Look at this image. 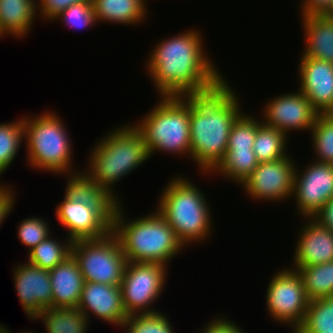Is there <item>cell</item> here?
<instances>
[{
  "label": "cell",
  "mask_w": 333,
  "mask_h": 333,
  "mask_svg": "<svg viewBox=\"0 0 333 333\" xmlns=\"http://www.w3.org/2000/svg\"><path fill=\"white\" fill-rule=\"evenodd\" d=\"M198 28L162 39L147 56L145 72L159 96L200 95L214 90L225 76L204 52V33Z\"/></svg>",
  "instance_id": "cell-1"
},
{
  "label": "cell",
  "mask_w": 333,
  "mask_h": 333,
  "mask_svg": "<svg viewBox=\"0 0 333 333\" xmlns=\"http://www.w3.org/2000/svg\"><path fill=\"white\" fill-rule=\"evenodd\" d=\"M227 82L210 92L190 95L191 159L204 175L223 158L231 127L243 112L240 97Z\"/></svg>",
  "instance_id": "cell-2"
},
{
  "label": "cell",
  "mask_w": 333,
  "mask_h": 333,
  "mask_svg": "<svg viewBox=\"0 0 333 333\" xmlns=\"http://www.w3.org/2000/svg\"><path fill=\"white\" fill-rule=\"evenodd\" d=\"M97 141L83 171L110 198L121 203L115 184L150 159L146 144L141 132L129 122L111 129Z\"/></svg>",
  "instance_id": "cell-3"
},
{
  "label": "cell",
  "mask_w": 333,
  "mask_h": 333,
  "mask_svg": "<svg viewBox=\"0 0 333 333\" xmlns=\"http://www.w3.org/2000/svg\"><path fill=\"white\" fill-rule=\"evenodd\" d=\"M123 204L115 205L111 232L117 237L127 262L168 266L172 258L185 250L174 230L156 209L137 219H129Z\"/></svg>",
  "instance_id": "cell-4"
},
{
  "label": "cell",
  "mask_w": 333,
  "mask_h": 333,
  "mask_svg": "<svg viewBox=\"0 0 333 333\" xmlns=\"http://www.w3.org/2000/svg\"><path fill=\"white\" fill-rule=\"evenodd\" d=\"M190 180L180 173L172 176L162 188L155 208L185 247L208 241L214 227L209 201Z\"/></svg>",
  "instance_id": "cell-5"
},
{
  "label": "cell",
  "mask_w": 333,
  "mask_h": 333,
  "mask_svg": "<svg viewBox=\"0 0 333 333\" xmlns=\"http://www.w3.org/2000/svg\"><path fill=\"white\" fill-rule=\"evenodd\" d=\"M62 120L52 110L23 116L26 160L31 169L61 176L81 171L73 168V143Z\"/></svg>",
  "instance_id": "cell-6"
},
{
  "label": "cell",
  "mask_w": 333,
  "mask_h": 333,
  "mask_svg": "<svg viewBox=\"0 0 333 333\" xmlns=\"http://www.w3.org/2000/svg\"><path fill=\"white\" fill-rule=\"evenodd\" d=\"M158 97L154 108L142 120L133 122L142 134L150 157L155 152H163L191 159L190 96Z\"/></svg>",
  "instance_id": "cell-7"
},
{
  "label": "cell",
  "mask_w": 333,
  "mask_h": 333,
  "mask_svg": "<svg viewBox=\"0 0 333 333\" xmlns=\"http://www.w3.org/2000/svg\"><path fill=\"white\" fill-rule=\"evenodd\" d=\"M71 254L76 259L85 282L121 284L127 259L112 232L99 239L74 241Z\"/></svg>",
  "instance_id": "cell-8"
},
{
  "label": "cell",
  "mask_w": 333,
  "mask_h": 333,
  "mask_svg": "<svg viewBox=\"0 0 333 333\" xmlns=\"http://www.w3.org/2000/svg\"><path fill=\"white\" fill-rule=\"evenodd\" d=\"M267 284L266 309L273 322L296 330L305 318L309 300L301 275L288 267L278 270Z\"/></svg>",
  "instance_id": "cell-9"
},
{
  "label": "cell",
  "mask_w": 333,
  "mask_h": 333,
  "mask_svg": "<svg viewBox=\"0 0 333 333\" xmlns=\"http://www.w3.org/2000/svg\"><path fill=\"white\" fill-rule=\"evenodd\" d=\"M168 267L160 263L127 262L121 288L127 315L158 312L152 306L164 291Z\"/></svg>",
  "instance_id": "cell-10"
},
{
  "label": "cell",
  "mask_w": 333,
  "mask_h": 333,
  "mask_svg": "<svg viewBox=\"0 0 333 333\" xmlns=\"http://www.w3.org/2000/svg\"><path fill=\"white\" fill-rule=\"evenodd\" d=\"M295 163L290 155L276 161L259 163L241 185L246 196L254 201H292Z\"/></svg>",
  "instance_id": "cell-11"
},
{
  "label": "cell",
  "mask_w": 333,
  "mask_h": 333,
  "mask_svg": "<svg viewBox=\"0 0 333 333\" xmlns=\"http://www.w3.org/2000/svg\"><path fill=\"white\" fill-rule=\"evenodd\" d=\"M114 208L90 207L64 195L55 208V216L61 227L63 225L68 231L66 237L72 242L99 239L111 232Z\"/></svg>",
  "instance_id": "cell-12"
},
{
  "label": "cell",
  "mask_w": 333,
  "mask_h": 333,
  "mask_svg": "<svg viewBox=\"0 0 333 333\" xmlns=\"http://www.w3.org/2000/svg\"><path fill=\"white\" fill-rule=\"evenodd\" d=\"M299 170L296 166L293 198L301 217H313L333 197V164L315 160Z\"/></svg>",
  "instance_id": "cell-13"
},
{
  "label": "cell",
  "mask_w": 333,
  "mask_h": 333,
  "mask_svg": "<svg viewBox=\"0 0 333 333\" xmlns=\"http://www.w3.org/2000/svg\"><path fill=\"white\" fill-rule=\"evenodd\" d=\"M296 90L266 100L262 109V122L282 131L287 137L294 131L305 130L309 133L319 114L304 94Z\"/></svg>",
  "instance_id": "cell-14"
},
{
  "label": "cell",
  "mask_w": 333,
  "mask_h": 333,
  "mask_svg": "<svg viewBox=\"0 0 333 333\" xmlns=\"http://www.w3.org/2000/svg\"><path fill=\"white\" fill-rule=\"evenodd\" d=\"M13 270L14 288L21 307L30 321H34L45 308H52L49 270L28 261L15 264Z\"/></svg>",
  "instance_id": "cell-15"
},
{
  "label": "cell",
  "mask_w": 333,
  "mask_h": 333,
  "mask_svg": "<svg viewBox=\"0 0 333 333\" xmlns=\"http://www.w3.org/2000/svg\"><path fill=\"white\" fill-rule=\"evenodd\" d=\"M297 64L298 89L319 113L333 106V63L301 56Z\"/></svg>",
  "instance_id": "cell-16"
},
{
  "label": "cell",
  "mask_w": 333,
  "mask_h": 333,
  "mask_svg": "<svg viewBox=\"0 0 333 333\" xmlns=\"http://www.w3.org/2000/svg\"><path fill=\"white\" fill-rule=\"evenodd\" d=\"M77 308L88 320L91 319L90 315H92L121 329L124 321L128 318L123 307L119 285L84 282Z\"/></svg>",
  "instance_id": "cell-17"
},
{
  "label": "cell",
  "mask_w": 333,
  "mask_h": 333,
  "mask_svg": "<svg viewBox=\"0 0 333 333\" xmlns=\"http://www.w3.org/2000/svg\"><path fill=\"white\" fill-rule=\"evenodd\" d=\"M303 220L304 225L299 229L295 243L294 262L290 267L294 270L333 261V232L313 217H303Z\"/></svg>",
  "instance_id": "cell-18"
},
{
  "label": "cell",
  "mask_w": 333,
  "mask_h": 333,
  "mask_svg": "<svg viewBox=\"0 0 333 333\" xmlns=\"http://www.w3.org/2000/svg\"><path fill=\"white\" fill-rule=\"evenodd\" d=\"M52 285V308L78 307L84 285L80 267L71 254L49 270Z\"/></svg>",
  "instance_id": "cell-19"
},
{
  "label": "cell",
  "mask_w": 333,
  "mask_h": 333,
  "mask_svg": "<svg viewBox=\"0 0 333 333\" xmlns=\"http://www.w3.org/2000/svg\"><path fill=\"white\" fill-rule=\"evenodd\" d=\"M304 47L301 56L333 63V20L325 15H301Z\"/></svg>",
  "instance_id": "cell-20"
},
{
  "label": "cell",
  "mask_w": 333,
  "mask_h": 333,
  "mask_svg": "<svg viewBox=\"0 0 333 333\" xmlns=\"http://www.w3.org/2000/svg\"><path fill=\"white\" fill-rule=\"evenodd\" d=\"M37 16V0H0V32L3 37L25 38Z\"/></svg>",
  "instance_id": "cell-21"
},
{
  "label": "cell",
  "mask_w": 333,
  "mask_h": 333,
  "mask_svg": "<svg viewBox=\"0 0 333 333\" xmlns=\"http://www.w3.org/2000/svg\"><path fill=\"white\" fill-rule=\"evenodd\" d=\"M96 20L101 23L124 24L127 26L143 24L148 17L147 0H91ZM148 11V12H147ZM101 22V23H100ZM140 23V24H139Z\"/></svg>",
  "instance_id": "cell-22"
},
{
  "label": "cell",
  "mask_w": 333,
  "mask_h": 333,
  "mask_svg": "<svg viewBox=\"0 0 333 333\" xmlns=\"http://www.w3.org/2000/svg\"><path fill=\"white\" fill-rule=\"evenodd\" d=\"M64 195L90 207H115L117 204L83 170L66 174Z\"/></svg>",
  "instance_id": "cell-23"
},
{
  "label": "cell",
  "mask_w": 333,
  "mask_h": 333,
  "mask_svg": "<svg viewBox=\"0 0 333 333\" xmlns=\"http://www.w3.org/2000/svg\"><path fill=\"white\" fill-rule=\"evenodd\" d=\"M35 320L43 321L46 333H87L91 321L75 307L45 308Z\"/></svg>",
  "instance_id": "cell-24"
},
{
  "label": "cell",
  "mask_w": 333,
  "mask_h": 333,
  "mask_svg": "<svg viewBox=\"0 0 333 333\" xmlns=\"http://www.w3.org/2000/svg\"><path fill=\"white\" fill-rule=\"evenodd\" d=\"M259 162L253 149L248 150H226L218 165L206 175L216 174L232 181L233 184L242 185L249 177Z\"/></svg>",
  "instance_id": "cell-25"
},
{
  "label": "cell",
  "mask_w": 333,
  "mask_h": 333,
  "mask_svg": "<svg viewBox=\"0 0 333 333\" xmlns=\"http://www.w3.org/2000/svg\"><path fill=\"white\" fill-rule=\"evenodd\" d=\"M288 141V137L282 131L265 125L260 115L259 128L252 147L259 163L276 161L288 156Z\"/></svg>",
  "instance_id": "cell-26"
},
{
  "label": "cell",
  "mask_w": 333,
  "mask_h": 333,
  "mask_svg": "<svg viewBox=\"0 0 333 333\" xmlns=\"http://www.w3.org/2000/svg\"><path fill=\"white\" fill-rule=\"evenodd\" d=\"M309 301L333 296V261L297 269Z\"/></svg>",
  "instance_id": "cell-27"
},
{
  "label": "cell",
  "mask_w": 333,
  "mask_h": 333,
  "mask_svg": "<svg viewBox=\"0 0 333 333\" xmlns=\"http://www.w3.org/2000/svg\"><path fill=\"white\" fill-rule=\"evenodd\" d=\"M51 234L28 252V262L51 270L71 255L73 242L68 238L57 241ZM54 238V239H53Z\"/></svg>",
  "instance_id": "cell-28"
},
{
  "label": "cell",
  "mask_w": 333,
  "mask_h": 333,
  "mask_svg": "<svg viewBox=\"0 0 333 333\" xmlns=\"http://www.w3.org/2000/svg\"><path fill=\"white\" fill-rule=\"evenodd\" d=\"M15 120L0 123V178L14 162L25 140L23 117Z\"/></svg>",
  "instance_id": "cell-29"
},
{
  "label": "cell",
  "mask_w": 333,
  "mask_h": 333,
  "mask_svg": "<svg viewBox=\"0 0 333 333\" xmlns=\"http://www.w3.org/2000/svg\"><path fill=\"white\" fill-rule=\"evenodd\" d=\"M299 333H333V296L309 301Z\"/></svg>",
  "instance_id": "cell-30"
},
{
  "label": "cell",
  "mask_w": 333,
  "mask_h": 333,
  "mask_svg": "<svg viewBox=\"0 0 333 333\" xmlns=\"http://www.w3.org/2000/svg\"><path fill=\"white\" fill-rule=\"evenodd\" d=\"M311 133L313 160L333 164V121L325 114H318Z\"/></svg>",
  "instance_id": "cell-31"
},
{
  "label": "cell",
  "mask_w": 333,
  "mask_h": 333,
  "mask_svg": "<svg viewBox=\"0 0 333 333\" xmlns=\"http://www.w3.org/2000/svg\"><path fill=\"white\" fill-rule=\"evenodd\" d=\"M164 312L132 314L122 328L127 333H175L170 318Z\"/></svg>",
  "instance_id": "cell-32"
},
{
  "label": "cell",
  "mask_w": 333,
  "mask_h": 333,
  "mask_svg": "<svg viewBox=\"0 0 333 333\" xmlns=\"http://www.w3.org/2000/svg\"><path fill=\"white\" fill-rule=\"evenodd\" d=\"M242 112L233 123L227 150L252 149L257 129L259 128V117Z\"/></svg>",
  "instance_id": "cell-33"
},
{
  "label": "cell",
  "mask_w": 333,
  "mask_h": 333,
  "mask_svg": "<svg viewBox=\"0 0 333 333\" xmlns=\"http://www.w3.org/2000/svg\"><path fill=\"white\" fill-rule=\"evenodd\" d=\"M58 19V20H57ZM60 20L68 28L71 29H87L95 26L98 23L94 13L92 1H84L71 5L66 10L61 11L53 18V22Z\"/></svg>",
  "instance_id": "cell-34"
},
{
  "label": "cell",
  "mask_w": 333,
  "mask_h": 333,
  "mask_svg": "<svg viewBox=\"0 0 333 333\" xmlns=\"http://www.w3.org/2000/svg\"><path fill=\"white\" fill-rule=\"evenodd\" d=\"M40 218V219H39ZM42 217H29L21 220L18 228V238L28 248V252L36 247L41 241L51 235L48 221Z\"/></svg>",
  "instance_id": "cell-35"
},
{
  "label": "cell",
  "mask_w": 333,
  "mask_h": 333,
  "mask_svg": "<svg viewBox=\"0 0 333 333\" xmlns=\"http://www.w3.org/2000/svg\"><path fill=\"white\" fill-rule=\"evenodd\" d=\"M91 0H37L38 17L44 21H51L61 11L66 10L73 4Z\"/></svg>",
  "instance_id": "cell-36"
},
{
  "label": "cell",
  "mask_w": 333,
  "mask_h": 333,
  "mask_svg": "<svg viewBox=\"0 0 333 333\" xmlns=\"http://www.w3.org/2000/svg\"><path fill=\"white\" fill-rule=\"evenodd\" d=\"M220 316L216 315L211 321L209 320V323H205L199 333H245L237 323L225 318L224 315Z\"/></svg>",
  "instance_id": "cell-37"
},
{
  "label": "cell",
  "mask_w": 333,
  "mask_h": 333,
  "mask_svg": "<svg viewBox=\"0 0 333 333\" xmlns=\"http://www.w3.org/2000/svg\"><path fill=\"white\" fill-rule=\"evenodd\" d=\"M15 196V190L11 185L8 186L7 183L5 186L3 183L0 184V226H2L1 224L11 215L10 212H12L13 206L17 201L15 200Z\"/></svg>",
  "instance_id": "cell-38"
},
{
  "label": "cell",
  "mask_w": 333,
  "mask_h": 333,
  "mask_svg": "<svg viewBox=\"0 0 333 333\" xmlns=\"http://www.w3.org/2000/svg\"><path fill=\"white\" fill-rule=\"evenodd\" d=\"M333 0H301L300 15H325L332 7Z\"/></svg>",
  "instance_id": "cell-39"
},
{
  "label": "cell",
  "mask_w": 333,
  "mask_h": 333,
  "mask_svg": "<svg viewBox=\"0 0 333 333\" xmlns=\"http://www.w3.org/2000/svg\"><path fill=\"white\" fill-rule=\"evenodd\" d=\"M321 225L333 232V197L313 216Z\"/></svg>",
  "instance_id": "cell-40"
},
{
  "label": "cell",
  "mask_w": 333,
  "mask_h": 333,
  "mask_svg": "<svg viewBox=\"0 0 333 333\" xmlns=\"http://www.w3.org/2000/svg\"><path fill=\"white\" fill-rule=\"evenodd\" d=\"M325 115L333 121V106L325 113Z\"/></svg>",
  "instance_id": "cell-41"
},
{
  "label": "cell",
  "mask_w": 333,
  "mask_h": 333,
  "mask_svg": "<svg viewBox=\"0 0 333 333\" xmlns=\"http://www.w3.org/2000/svg\"><path fill=\"white\" fill-rule=\"evenodd\" d=\"M325 16H327L329 19L333 20V4H332V7L330 8V10L325 14Z\"/></svg>",
  "instance_id": "cell-42"
},
{
  "label": "cell",
  "mask_w": 333,
  "mask_h": 333,
  "mask_svg": "<svg viewBox=\"0 0 333 333\" xmlns=\"http://www.w3.org/2000/svg\"><path fill=\"white\" fill-rule=\"evenodd\" d=\"M33 331H23V332H20V333H32ZM34 333H36V332H34Z\"/></svg>",
  "instance_id": "cell-43"
},
{
  "label": "cell",
  "mask_w": 333,
  "mask_h": 333,
  "mask_svg": "<svg viewBox=\"0 0 333 333\" xmlns=\"http://www.w3.org/2000/svg\"><path fill=\"white\" fill-rule=\"evenodd\" d=\"M291 333H299L297 330H292Z\"/></svg>",
  "instance_id": "cell-44"
}]
</instances>
